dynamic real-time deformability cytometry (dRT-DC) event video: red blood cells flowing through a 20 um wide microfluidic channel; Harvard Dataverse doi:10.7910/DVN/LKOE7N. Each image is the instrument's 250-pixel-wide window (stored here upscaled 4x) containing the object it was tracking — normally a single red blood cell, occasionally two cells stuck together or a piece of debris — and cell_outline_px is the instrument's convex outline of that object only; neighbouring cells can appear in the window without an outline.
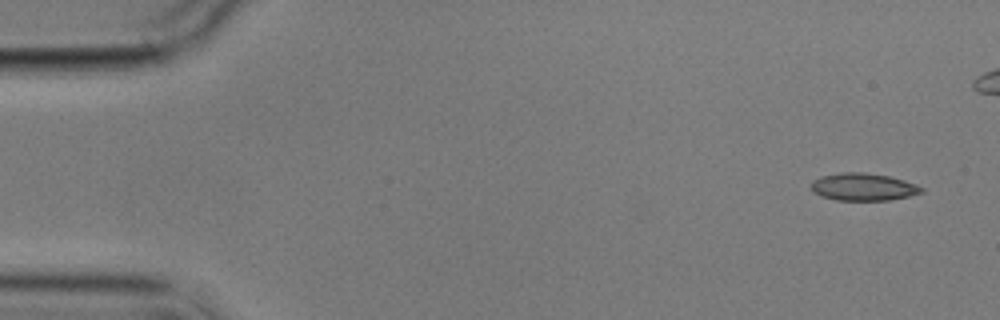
{"species": "common noctule bat (a hibernating species)", "species_latin": "Nyctalus noctula", "temperature_condition": "cold", "stored_images_in_passage": 7, "segment_of_instrument_passage": [1, 2], "camera_frame_rate_fps": 3000, "um_per_image_px": 0.085, "animal": {"sex": "male", "body_mass_g": 17.9}, "frame": {"image": 1, "passage_image": 1, "time_ms": 0.0, "image_size_px": [1000, 320], "cell_outline_px": [[924, 192], [908, 196], [888, 200], [836, 200], [820, 196], [812, 192], [812, 180], [820, 176], [840, 172], [864, 172], [888, 176], [904, 180], [916, 184], [924, 188]], "centroid_in_image_um": [73.36, 15.88], "position_along_channel_um": 11.6, "area_um2": 17.74}}
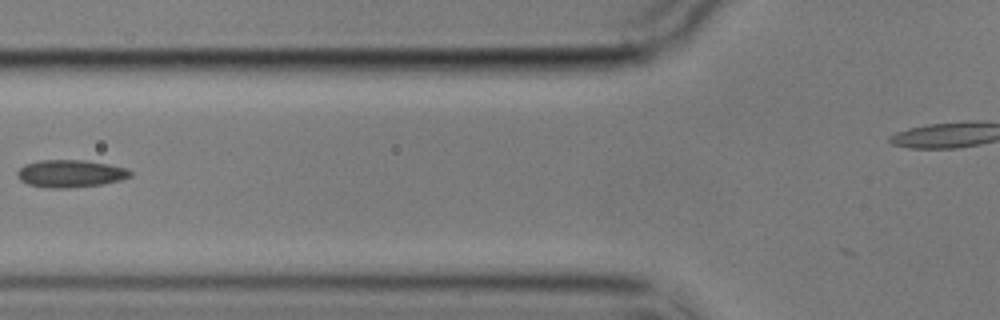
{"frame": {"image": 2, "passage_image": 6, "time_ms": 6.333, "image_size_px": [1000, 320], "cell_outline_px": [[132, 176], [120, 180], [100, 184], [68, 188], [44, 188], [28, 184], [20, 180], [16, 176], [16, 172], [24, 164], [40, 160], [84, 160], [108, 164], [128, 168], [132, 172]], "centroid_in_image_um": [5.96, 14.75], "position_along_channel_um": 119.8, "area_um2": 18.21}}